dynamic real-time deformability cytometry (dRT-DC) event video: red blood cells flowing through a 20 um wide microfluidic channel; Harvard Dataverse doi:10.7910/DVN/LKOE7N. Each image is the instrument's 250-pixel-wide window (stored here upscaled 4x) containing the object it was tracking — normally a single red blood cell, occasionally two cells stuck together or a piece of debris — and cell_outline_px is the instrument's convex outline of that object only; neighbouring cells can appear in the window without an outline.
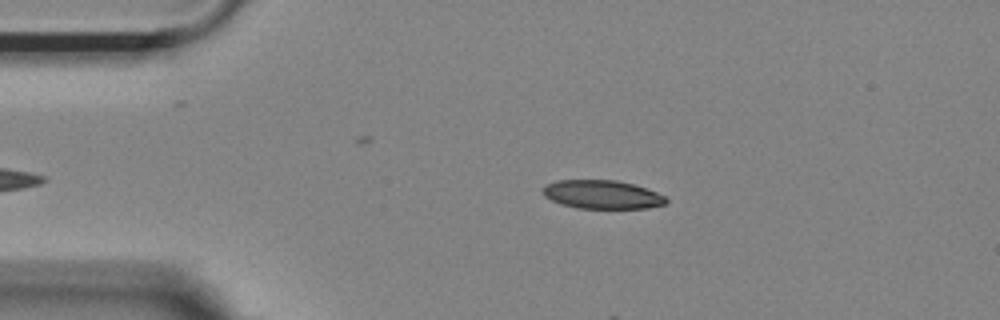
{"species": "Egyptian fruit bat (a non-hibernating species)", "species_latin": "Rousettus aegyptiacus", "temperature_condition": "room temperature", "stored_images_in_passage": 9, "camera_frame_rate_fps": 3000, "um_per_image_px": 0.085, "animal": {"sex": "female"}, "frame": {"image": 1, "passage_image": 4, "time_ms": 1.0, "image_size_px": [1000, 320], "cell_outline_px": [[668, 200], [664, 204], [648, 208], [576, 208], [560, 204], [544, 196], [544, 188], [548, 184], [556, 180], [616, 180], [632, 184], [656, 192], [664, 196]], "centroid_in_image_um": [51.17, 16.54], "position_along_channel_um": 33.8, "area_um2": 20.29}}